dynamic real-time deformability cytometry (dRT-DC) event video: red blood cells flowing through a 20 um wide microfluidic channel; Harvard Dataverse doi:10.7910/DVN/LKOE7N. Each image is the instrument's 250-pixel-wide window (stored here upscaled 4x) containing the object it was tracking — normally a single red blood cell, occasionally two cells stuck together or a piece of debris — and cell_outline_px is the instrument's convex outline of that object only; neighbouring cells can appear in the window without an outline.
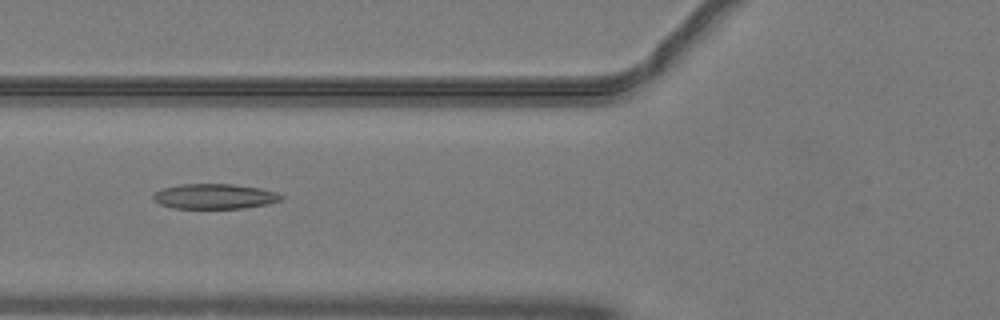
{"species": "common noctule bat (a hibernating species)", "species_latin": "Nyctalus noctula", "temperature_condition": "warm", "stored_images_in_passage": 51, "camera_frame_rate_fps": 3000, "um_per_image_px": 0.085, "animal": {"sex": "male", "body_mass_g": 19.2, "forearm_length_mm": 51.8}, "frame": {"image": 1, "passage_image": 20, "time_ms": 6.333, "image_size_px": [1000, 320], "cell_outline_px": [[284, 200], [268, 204], [244, 208], [172, 208], [160, 204], [152, 196], [156, 192], [164, 188], [180, 184], [232, 184], [260, 188], [276, 192], [284, 196]], "centroid_in_image_um": [18.3, 16.69], "position_along_channel_um": 107.5, "area_um2": 18.67}}
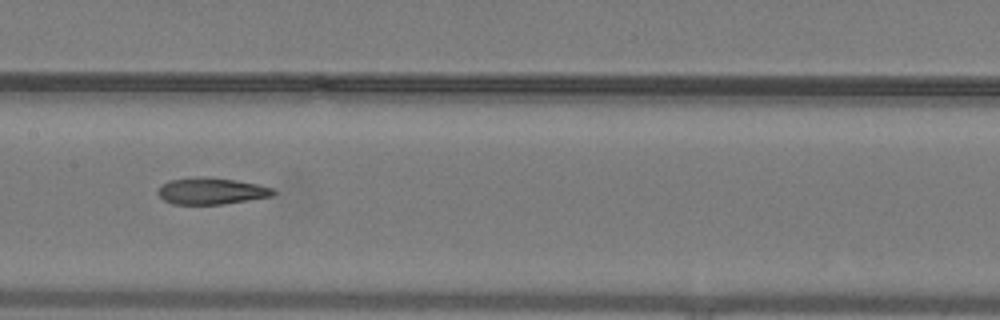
{"frame": {"image": 2, "passage_image": 26, "time_ms": 8.333, "image_size_px": [1000, 320], "cell_outline_px": [[276, 192], [272, 196], [224, 204], [172, 204], [164, 200], [156, 192], [160, 184], [168, 180], [236, 180], [256, 184], [272, 188]], "centroid_in_image_um": [17.95, 16.29], "position_along_channel_um": 189.4, "area_um2": 16.94}}
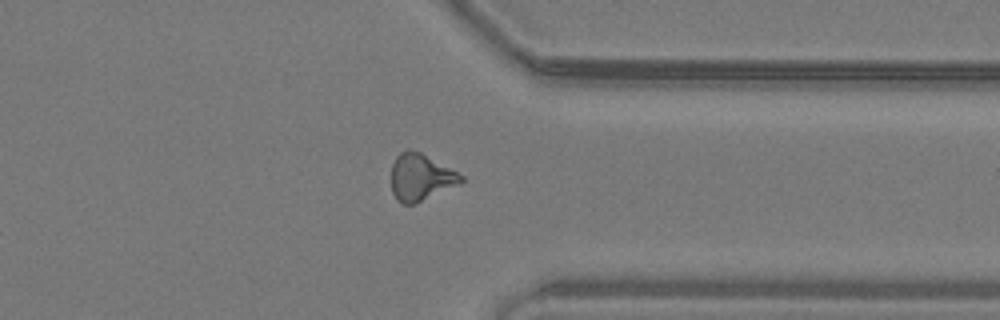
{"frame": {"image": 3, "passage_image": 40, "time_ms": 13.0, "image_size_px": [1000, 320], "cell_outline_px": [[464, 180], [460, 184], [412, 204], [400, 204], [396, 200], [392, 192], [392, 164], [396, 156], [400, 152], [408, 148], [420, 152], [464, 176]], "centroid_in_image_um": [35.73, 15.06], "position_along_channel_um": 375.7, "area_um2": 18.84}, "authors_computed_cell_mechanics": {"area_um2": 18.785, "velocity_mm_per_s": 4.066, "shape_relaxation_time_tau1_ms": null, "shape_relaxation_time_tau2_ms": 2.9952, "deformation_change_tau1": null, "deformation_change_tau2": 0.1182}}